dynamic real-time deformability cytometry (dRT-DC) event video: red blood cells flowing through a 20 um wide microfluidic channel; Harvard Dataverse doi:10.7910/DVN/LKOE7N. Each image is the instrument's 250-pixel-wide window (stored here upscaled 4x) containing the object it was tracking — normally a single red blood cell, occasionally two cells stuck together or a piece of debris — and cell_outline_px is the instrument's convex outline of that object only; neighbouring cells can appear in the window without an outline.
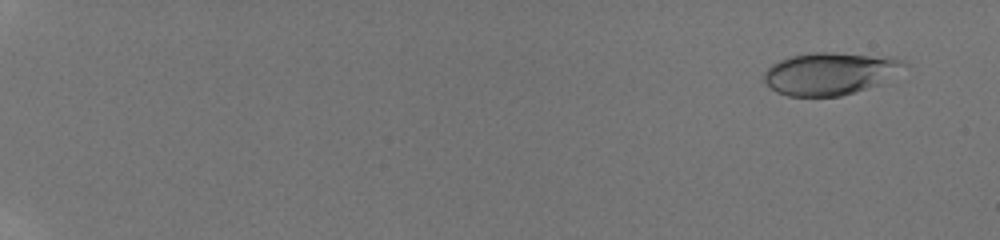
{"species": "human", "species_latin": "Homo sapiens", "temperature_condition": "room temperature", "stored_images_in_passage": 16, "camera_frame_rate_fps": 3000, "um_per_image_px": 0.085, "donor": {"sex": "male"}, "frame": {"image": 1, "passage_image": 2, "time_ms": 0.667, "image_size_px": [1000, 240], "cell_outline_px": [[908, 64], [880, 84], [856, 92], [840, 96], [788, 96], [776, 92], [764, 80], [764, 72], [772, 64], [780, 60], [792, 56], [812, 52], [832, 52], [896, 56], [904, 60]], "centroid_in_image_um": [70.59, 6.23], "position_along_channel_um": 14.4, "area_um2": 34.8}}
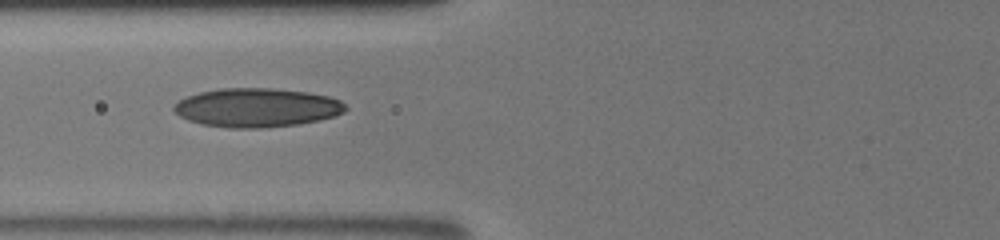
{"frame": {"image": 2, "passage_image": 12, "time_ms": 8.0, "image_size_px": [1000, 240], "cell_outline_px": [[348, 108], [344, 112], [332, 116], [316, 120], [296, 124], [260, 128], [228, 128], [204, 124], [188, 120], [180, 116], [172, 108], [180, 100], [188, 96], [200, 92], [220, 88], [272, 88], [308, 92], [328, 96], [340, 100]], "centroid_in_image_um": [21.83, 9.14], "position_along_channel_um": 104.0, "area_um2": 38.55}}
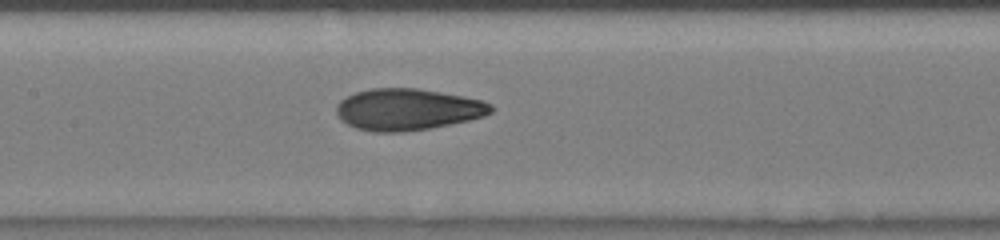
{"frame": {"image": 3, "passage_image": 16, "time_ms": 9.667, "image_size_px": [1000, 240], "cell_outline_px": [[496, 108], [492, 112], [484, 116], [468, 120], [428, 128], [404, 132], [372, 132], [356, 128], [340, 120], [336, 112], [336, 104], [340, 100], [356, 92], [372, 88], [416, 88], [440, 92], [484, 100], [492, 104]], "centroid_in_image_um": [34.65, 9.3], "position_along_channel_um": 172.8, "area_um2": 37.51}}